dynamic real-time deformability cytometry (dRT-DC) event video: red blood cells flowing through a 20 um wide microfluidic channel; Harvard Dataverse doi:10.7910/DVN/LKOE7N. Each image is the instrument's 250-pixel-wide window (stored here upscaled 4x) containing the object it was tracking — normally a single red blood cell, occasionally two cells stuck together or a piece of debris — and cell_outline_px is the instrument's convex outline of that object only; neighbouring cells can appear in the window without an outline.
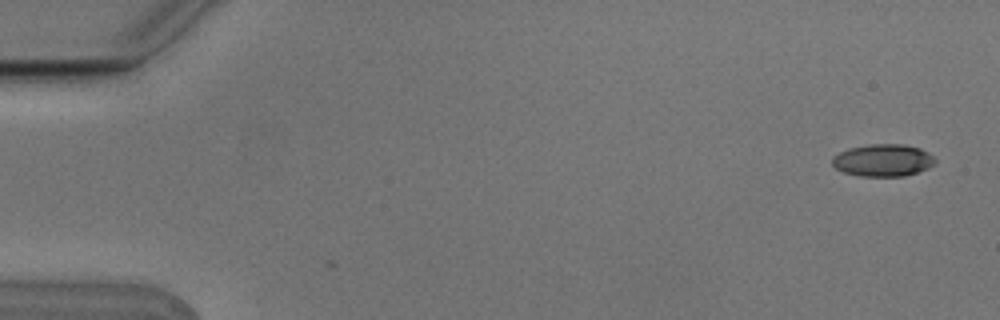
{"species": "Egyptian fruit bat (a non-hibernating species)", "species_latin": "Rousettus aegyptiacus", "temperature_condition": "cold", "stored_images_in_passage": 5, "camera_frame_rate_fps": 3000, "um_per_image_px": 0.085, "animal": {"sex": "male"}, "frame": {"image": 1, "passage_image": 1, "time_ms": 0.0, "image_size_px": [1000, 320], "cell_outline_px": [[936, 164], [928, 168], [904, 176], [860, 176], [844, 172], [836, 168], [832, 164], [832, 156], [848, 148], [872, 144], [904, 144], [920, 148], [928, 152], [936, 160]], "centroid_in_image_um": [75.06, 13.62], "position_along_channel_um": 9.9, "area_um2": 19.36}}
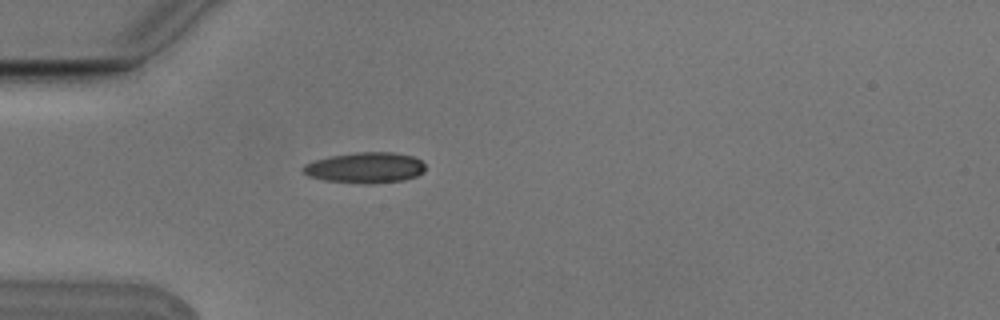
{"frame": {"image": 2, "passage_image": 5, "time_ms": 1.333, "image_size_px": [1000, 320], "cell_outline_px": [[424, 172], [416, 176], [404, 180], [372, 184], [324, 180], [308, 176], [300, 168], [304, 164], [316, 160], [332, 156], [356, 152], [392, 152], [412, 156], [420, 160], [424, 164]], "centroid_in_image_um": [31.04, 14.25], "position_along_channel_um": 54.0, "area_um2": 21.79}}